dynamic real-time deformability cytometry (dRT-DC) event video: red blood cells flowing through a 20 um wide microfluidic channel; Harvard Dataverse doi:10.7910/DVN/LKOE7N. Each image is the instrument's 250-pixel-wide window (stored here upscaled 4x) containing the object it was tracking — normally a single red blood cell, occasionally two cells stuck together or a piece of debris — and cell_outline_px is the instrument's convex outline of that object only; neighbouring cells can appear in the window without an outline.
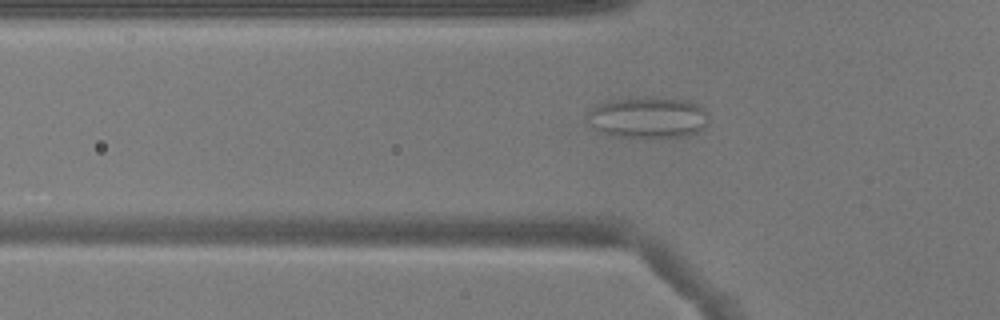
{"species": "common noctule bat (a hibernating species)", "species_latin": "Nyctalus noctula", "temperature_condition": "warm", "stored_images_in_passage": 39, "camera_frame_rate_fps": 3000, "um_per_image_px": 0.085, "animal": {"sex": "male", "body_mass_g": 17.9}, "frame": {"image": 1, "passage_image": 12, "time_ms": 3.667, "image_size_px": [1000, 320], "cell_outline_px": [[708, 124], [704, 128], [696, 132], [684, 136], [608, 136], [600, 132], [592, 124], [588, 112], [592, 108], [600, 104], [612, 100], [684, 100], [700, 104], [708, 112]], "centroid_in_image_um": [55.15, 10.02], "position_along_channel_um": 70.7, "area_um2": 27.8}}
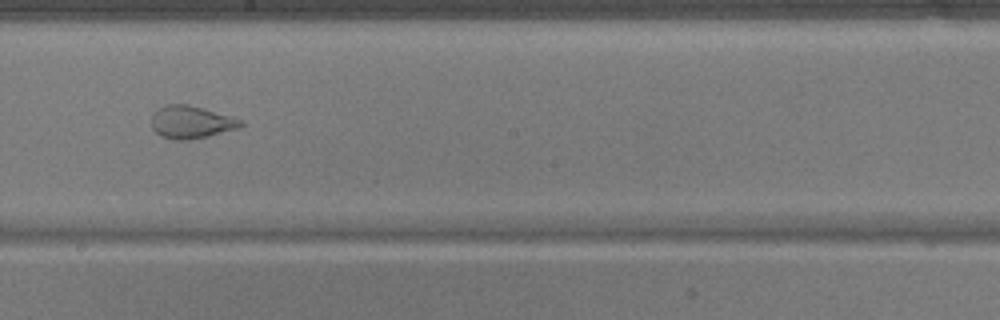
{"frame": {"image": 2, "passage_image": 24, "time_ms": 7.667, "image_size_px": [1000, 320], "cell_outline_px": [[244, 124], [240, 128], [208, 136], [188, 140], [172, 140], [160, 136], [152, 128], [152, 116], [160, 108], [168, 104], [188, 104], [204, 108], [244, 120]], "centroid_in_image_um": [16.29, 10.39], "position_along_channel_um": 231.9, "area_um2": 17.05}}
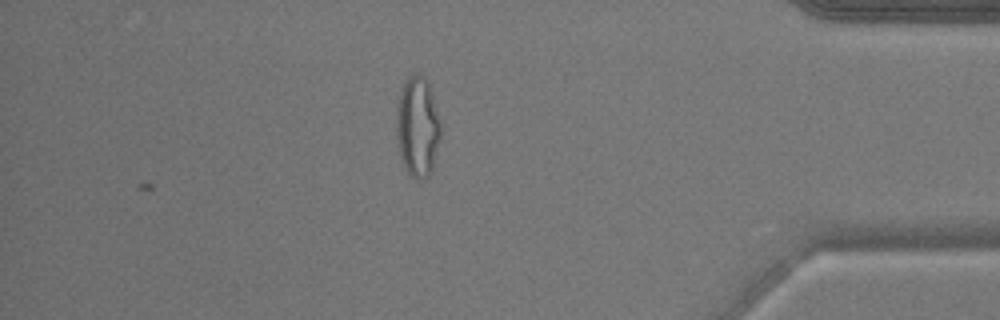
{"frame": {"image": 3, "passage_image": 39, "time_ms": 12.667, "image_size_px": [1000, 320], "cell_outline_px": [[440, 140], [432, 172], [424, 180], [416, 180], [408, 172], [400, 156], [396, 128], [396, 104], [400, 88], [408, 72], [420, 72], [428, 80], [432, 92], [440, 120]], "centroid_in_image_um": [35.49, 10.69], "position_along_channel_um": 399.7, "area_um2": 26.7}}